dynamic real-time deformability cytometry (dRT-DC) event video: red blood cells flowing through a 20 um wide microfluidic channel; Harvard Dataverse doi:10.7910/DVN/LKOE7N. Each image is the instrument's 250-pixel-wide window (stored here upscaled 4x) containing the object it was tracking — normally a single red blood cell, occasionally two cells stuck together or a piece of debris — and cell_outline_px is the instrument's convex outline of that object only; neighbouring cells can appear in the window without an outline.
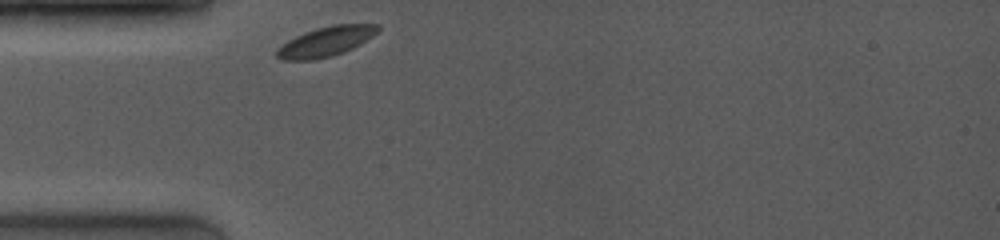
{"species": "common noctule bat (a hibernating species)", "species_latin": "Nyctalus noctula", "temperature_condition": "room temperature", "stored_images_in_passage": 50, "camera_frame_rate_fps": 4000, "um_per_image_px": 0.085, "animal": {"sex": "female", "body_mass_g": 19.0, "forearm_length_mm": 53.3}, "frame": {"image": 1, "passage_image": 1, "time_ms": 0.0, "image_size_px": [1000, 240], "cell_outline_px": [[380, 28], [372, 36], [360, 44], [344, 52], [332, 56], [312, 60], [284, 60], [276, 56], [276, 48], [288, 40], [304, 32], [316, 28], [332, 24], [380, 24]], "centroid_in_image_um": [27.68, 3.53], "position_along_channel_um": 57.3, "area_um2": 17.51}}
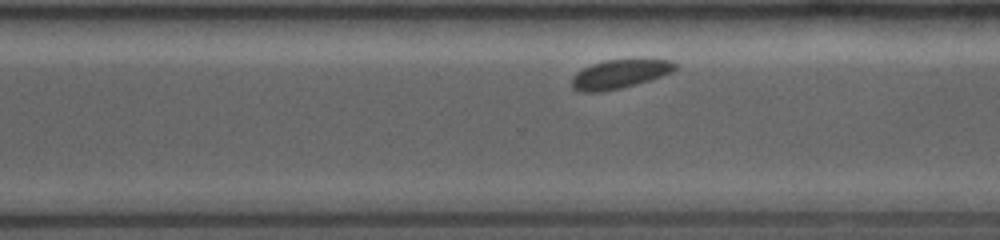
{"frame": {"image": 2, "passage_image": 36, "time_ms": 7.0, "image_size_px": [1000, 240], "cell_outline_px": [[676, 68], [672, 72], [636, 84], [604, 92], [580, 92], [572, 88], [572, 76], [576, 72], [592, 64], [604, 60], [672, 60], [676, 64]], "centroid_in_image_um": [52.62, 6.31], "position_along_channel_um": 318.0, "area_um2": 17.17}}
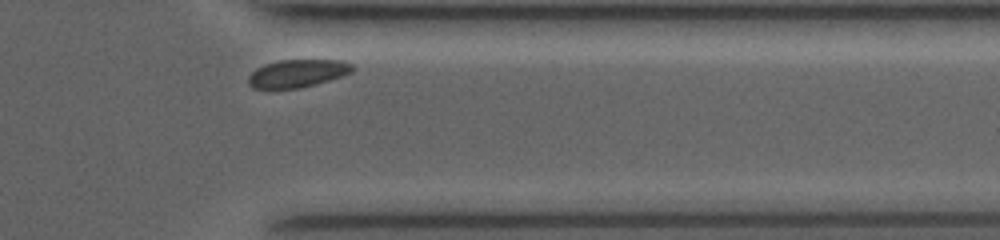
{"frame": {"image": 3, "passage_image": 46, "time_ms": 8.75, "image_size_px": [1000, 240], "cell_outline_px": [[352, 72], [316, 84], [300, 88], [252, 88], [248, 84], [248, 76], [256, 68], [264, 64], [280, 60], [344, 60], [352, 64]], "centroid_in_image_um": [25.25, 6.23], "position_along_channel_um": 386.1, "area_um2": 16.76}, "authors_computed_cell_mechanics": {"area_um2": 18.0336, "velocity_mm_per_s": 3.7986, "shape_relaxation_time_tau1_ms": 2.3612, "shape_relaxation_time_tau2_ms": 1.8326, "deformation_change_tau1": 0.0341, "deformation_change_tau2": 0.0262}}